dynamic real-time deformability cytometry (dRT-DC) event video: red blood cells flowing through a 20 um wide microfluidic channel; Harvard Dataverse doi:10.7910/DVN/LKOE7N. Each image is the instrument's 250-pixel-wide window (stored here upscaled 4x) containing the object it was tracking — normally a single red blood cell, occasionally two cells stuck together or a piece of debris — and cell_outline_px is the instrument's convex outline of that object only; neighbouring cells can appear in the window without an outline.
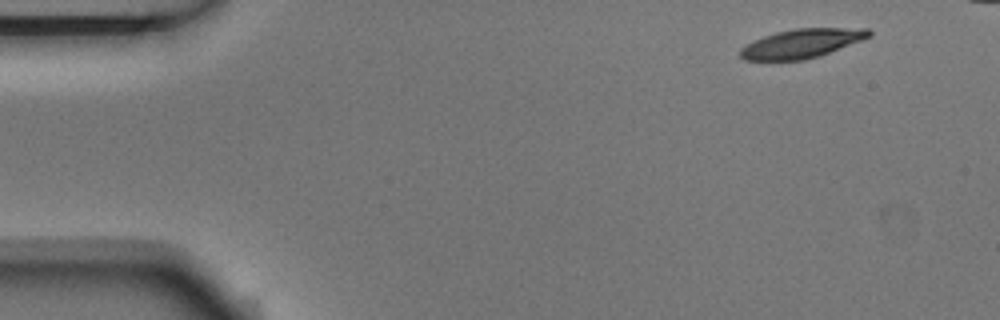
{"species": "Egyptian fruit bat (a non-hibernating species)", "species_latin": "Rousettus aegyptiacus", "temperature_condition": "room temperature", "stored_images_in_passage": 5, "segment_of_instrument_passage": [1, 2], "camera_frame_rate_fps": 3000, "um_per_image_px": 0.085, "animal": {"sex": "male"}, "frame": {"image": 1, "passage_image": 1, "time_ms": 0.0, "image_size_px": [1000, 320], "cell_outline_px": [[872, 36], [820, 56], [804, 60], [744, 60], [740, 56], [740, 48], [764, 36], [776, 32], [796, 28], [868, 28], [872, 32]], "centroid_in_image_um": [68.18, 3.69], "position_along_channel_um": 16.8, "area_um2": 21.68}}